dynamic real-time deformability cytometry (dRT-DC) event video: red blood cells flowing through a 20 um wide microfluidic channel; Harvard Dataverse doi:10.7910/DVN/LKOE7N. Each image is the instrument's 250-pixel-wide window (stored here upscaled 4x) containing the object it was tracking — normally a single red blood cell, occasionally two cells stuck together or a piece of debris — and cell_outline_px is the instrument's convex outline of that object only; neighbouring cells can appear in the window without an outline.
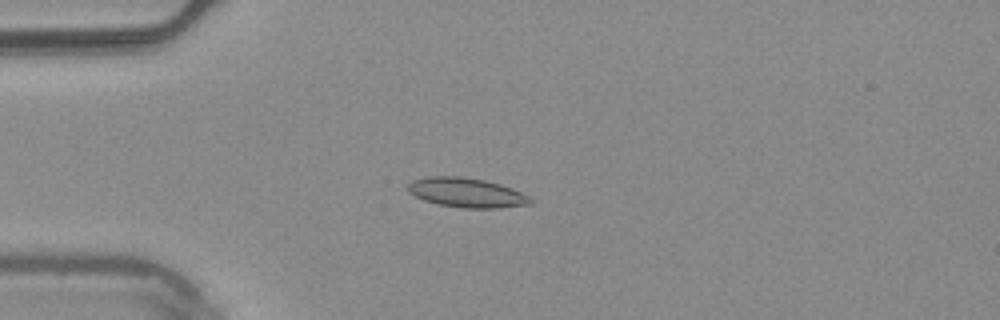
{"species": "common noctule bat (a hibernating species)", "species_latin": "Nyctalus noctula", "temperature_condition": "warm", "stored_images_in_passage": 55, "camera_frame_rate_fps": 3000, "um_per_image_px": 0.085, "animal": {"sex": "male", "body_mass_g": 20.4}, "frame": {"image": 1, "passage_image": 15, "time_ms": 4.667, "image_size_px": [1000, 320], "cell_outline_px": [[532, 204], [500, 208], [464, 208], [440, 204], [424, 200], [408, 192], [408, 184], [412, 180], [428, 176], [460, 176], [484, 180], [500, 184], [512, 188], [528, 196], [532, 200]], "centroid_in_image_um": [39.66, 16.37], "position_along_channel_um": 45.3, "area_um2": 20.98}}
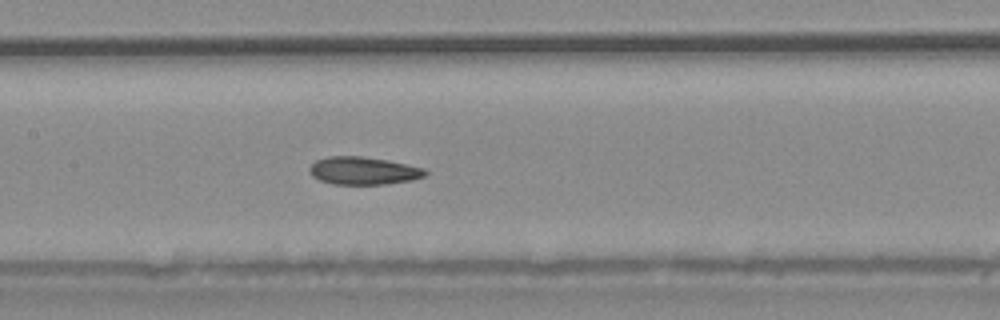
{"frame": {"image": 2, "passage_image": 27, "time_ms": 8.667, "image_size_px": [1000, 320], "cell_outline_px": [[428, 172], [424, 176], [412, 180], [384, 184], [332, 184], [320, 180], [312, 176], [308, 172], [308, 168], [316, 160], [328, 156], [360, 156], [388, 160], [408, 164], [424, 168]], "centroid_in_image_um": [30.87, 14.51], "position_along_channel_um": 176.5, "area_um2": 18.79}}
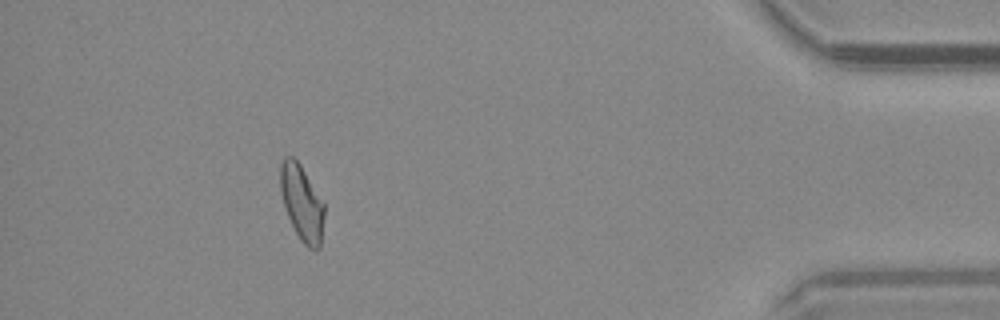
{"frame": {"image": 3, "passage_image": 50, "time_ms": 16.333, "image_size_px": [1000, 320], "cell_outline_px": [[324, 216], [320, 248], [316, 252], [308, 248], [300, 240], [288, 216], [280, 192], [280, 164], [284, 156], [292, 156], [300, 164], [324, 204]], "centroid_in_image_um": [25.65, 17.26], "position_along_channel_um": 409.5, "area_um2": 19.25}, "authors_computed_cell_mechanics": {"area_um2": 19.4208, "velocity_mm_per_s": 3.7474, "shape_relaxation_time_tau1_ms": null, "shape_relaxation_time_tau2_ms": 4.0502, "deformation_change_tau1": null, "deformation_change_tau2": 0.0936}}